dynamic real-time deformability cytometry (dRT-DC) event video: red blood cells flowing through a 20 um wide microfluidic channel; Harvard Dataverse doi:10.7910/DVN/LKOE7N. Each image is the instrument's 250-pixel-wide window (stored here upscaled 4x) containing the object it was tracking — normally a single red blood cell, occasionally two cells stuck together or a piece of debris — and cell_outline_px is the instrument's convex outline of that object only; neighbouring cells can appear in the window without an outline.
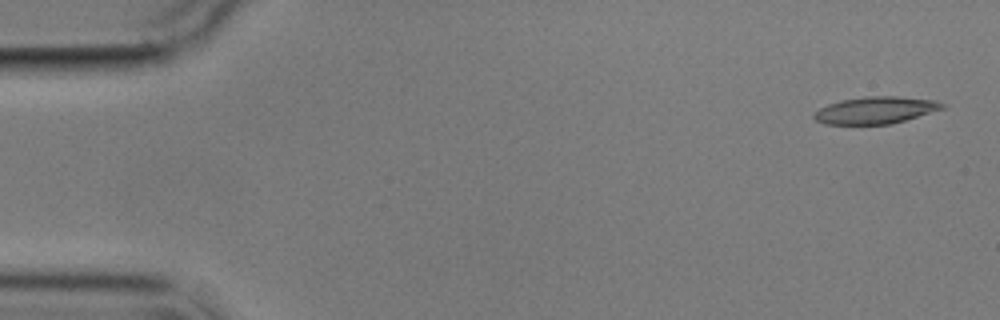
{"species": "common noctule bat (a hibernating species)", "species_latin": "Nyctalus noctula", "temperature_condition": "cold", "stored_images_in_passage": 3, "camera_frame_rate_fps": 3000, "um_per_image_px": 0.085, "animal": {"sex": "male", "body_mass_g": 17.9}, "frame": {"image": 1, "passage_image": 1, "time_ms": 0.0, "image_size_px": [1000, 320], "cell_outline_px": [[944, 108], [892, 124], [824, 124], [816, 120], [812, 116], [820, 108], [828, 104], [840, 100], [864, 96], [900, 96], [936, 100], [944, 104]], "centroid_in_image_um": [74.41, 9.36], "position_along_channel_um": 10.6, "area_um2": 20.17}}
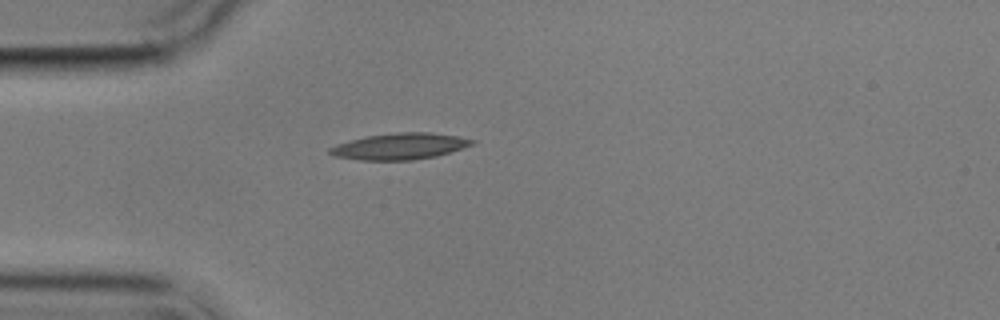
{"frame": {"image": 2, "passage_image": 2, "time_ms": 4.333, "image_size_px": [1000, 320], "cell_outline_px": [[476, 140], [472, 144], [436, 156], [412, 160], [360, 160], [332, 156], [328, 152], [328, 148], [336, 144], [364, 136], [400, 132], [432, 132], [460, 136]], "centroid_in_image_um": [33.93, 12.43], "position_along_channel_um": 51.1, "area_um2": 21.85}}